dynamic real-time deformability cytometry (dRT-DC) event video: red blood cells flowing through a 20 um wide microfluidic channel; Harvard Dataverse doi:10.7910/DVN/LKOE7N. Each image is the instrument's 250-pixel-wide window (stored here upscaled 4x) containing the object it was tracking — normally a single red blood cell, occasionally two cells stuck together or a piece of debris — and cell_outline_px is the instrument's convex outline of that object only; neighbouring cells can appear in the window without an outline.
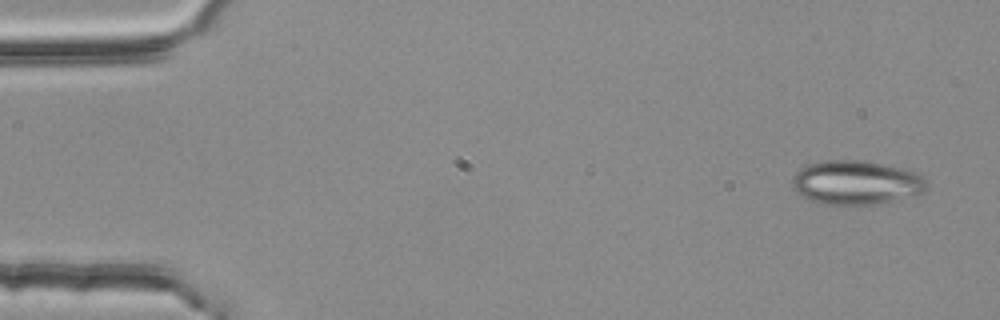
{"species": "common noctule bat (a hibernating species)", "species_latin": "Nyctalus noctula", "temperature_condition": "room temperature", "stored_images_in_passage": 4, "camera_frame_rate_fps": 3000, "um_per_image_px": 0.085, "animal": {"sex": "female", "body_mass_g": 25.1}, "frame": {"image": 1, "passage_image": 1, "time_ms": 0.0, "image_size_px": [1000, 320], "cell_outline_px": [[928, 188], [924, 192], [916, 196], [876, 204], [852, 208], [824, 204], [800, 196], [796, 192], [792, 184], [792, 180], [796, 172], [800, 168], [808, 164], [824, 160], [864, 160], [884, 164], [916, 172], [928, 184]], "centroid_in_image_um": [72.77, 15.56], "position_along_channel_um": 12.2, "area_um2": 35.37}}